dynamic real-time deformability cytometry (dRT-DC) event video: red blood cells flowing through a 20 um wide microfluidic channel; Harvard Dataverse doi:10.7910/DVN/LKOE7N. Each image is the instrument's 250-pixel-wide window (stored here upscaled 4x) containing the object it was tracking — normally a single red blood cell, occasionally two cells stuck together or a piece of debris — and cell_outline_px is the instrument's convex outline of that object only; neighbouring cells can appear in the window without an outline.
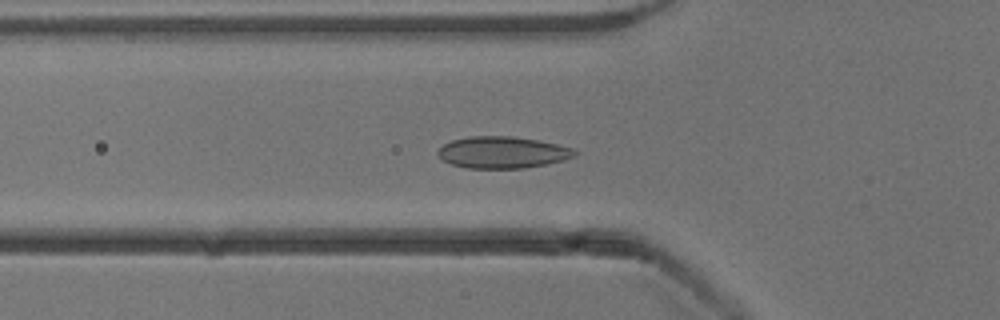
{"species": "common noctule bat (a hibernating species)", "species_latin": "Nyctalus noctula", "temperature_condition": "cold", "stored_images_in_passage": 39, "camera_frame_rate_fps": 3000, "um_per_image_px": 0.085, "animal": {"sex": "male", "body_mass_g": 13.3}, "frame": {"image": 1, "passage_image": 13, "time_ms": 4.0, "image_size_px": [1000, 320], "cell_outline_px": [[576, 156], [544, 164], [524, 168], [468, 168], [452, 164], [444, 160], [436, 152], [444, 144], [452, 140], [468, 136], [512, 136], [540, 140], [572, 148], [576, 152]], "centroid_in_image_um": [42.69, 12.94], "position_along_channel_um": 83.1, "area_um2": 25.03}}
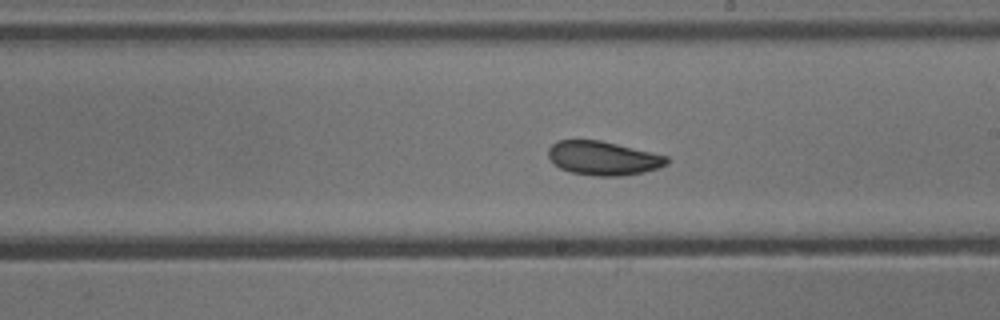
{"frame": {"image": 2, "passage_image": 25, "time_ms": 8.0, "image_size_px": [1000, 320], "cell_outline_px": [[668, 164], [660, 168], [644, 172], [620, 176], [596, 176], [572, 172], [560, 168], [552, 164], [548, 156], [548, 148], [556, 140], [600, 140], [668, 156]], "centroid_in_image_um": [51.25, 13.45], "position_along_channel_um": 237.7, "area_um2": 23.52}}
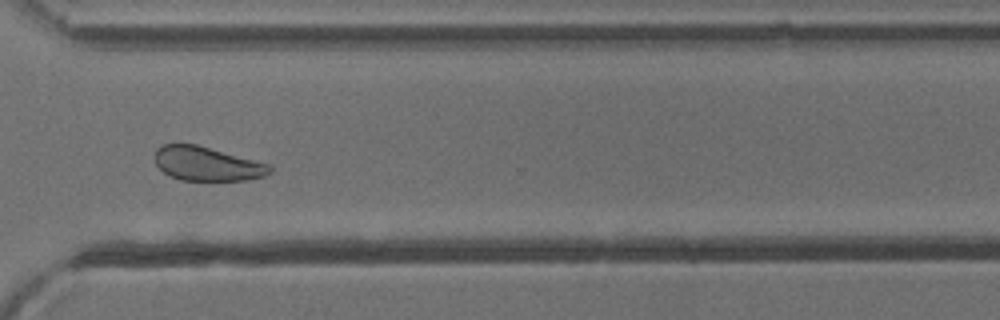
{"frame": {"image": 3, "passage_image": 34, "time_ms": 11.0, "image_size_px": [1000, 320], "cell_outline_px": [[272, 172], [264, 176], [248, 180], [180, 180], [168, 176], [156, 164], [156, 148], [164, 144], [196, 144], [272, 164]], "centroid_in_image_um": [17.64, 13.92], "position_along_channel_um": 353.0, "area_um2": 22.95}, "authors_computed_cell_mechanics": {"area_um2": 23.6402, "velocity_mm_per_s": 3.8468, "shape_relaxation_time_tau1_ms": 3.1762, "shape_relaxation_time_tau2_ms": null, "deformation_change_tau1": 0.0633, "deformation_change_tau2": null}}